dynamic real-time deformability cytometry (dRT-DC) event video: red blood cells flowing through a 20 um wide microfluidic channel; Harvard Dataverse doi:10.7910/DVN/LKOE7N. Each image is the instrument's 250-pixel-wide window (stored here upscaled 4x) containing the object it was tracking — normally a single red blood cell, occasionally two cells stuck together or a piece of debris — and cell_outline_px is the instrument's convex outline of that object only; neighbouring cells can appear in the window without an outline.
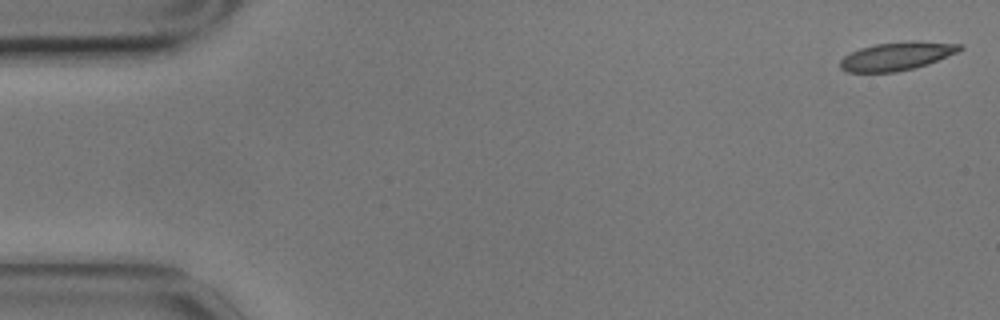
{"species": "common noctule bat (a hibernating species)", "species_latin": "Nyctalus noctula", "temperature_condition": "cold", "stored_images_in_passage": 57, "camera_frame_rate_fps": 3000, "um_per_image_px": 0.085, "animal": {"sex": "male", "body_mass_g": 17.9}, "frame": {"image": 1, "passage_image": 1, "time_ms": 0.0, "image_size_px": [1000, 320], "cell_outline_px": [[964, 48], [956, 52], [928, 64], [896, 72], [848, 72], [840, 68], [840, 60], [844, 56], [860, 48], [876, 44], [920, 40], [964, 44]], "centroid_in_image_um": [76.25, 4.76], "position_along_channel_um": 8.7, "area_um2": 19.65}}
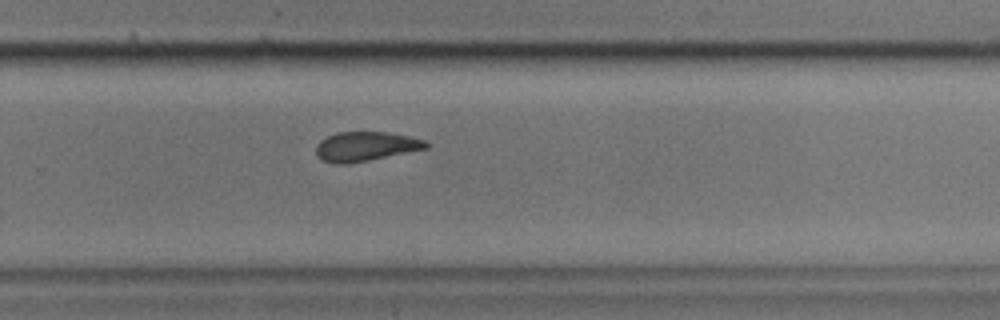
{"frame": {"image": 2, "passage_image": 37, "time_ms": 12.0, "image_size_px": [1000, 320], "cell_outline_px": [[432, 144], [428, 148], [368, 160], [344, 164], [336, 164], [324, 160], [316, 156], [316, 144], [320, 140], [328, 136], [340, 132], [388, 132], [408, 136], [424, 140]], "centroid_in_image_um": [31.08, 12.44], "position_along_channel_um": 298.7, "area_um2": 18.73}}
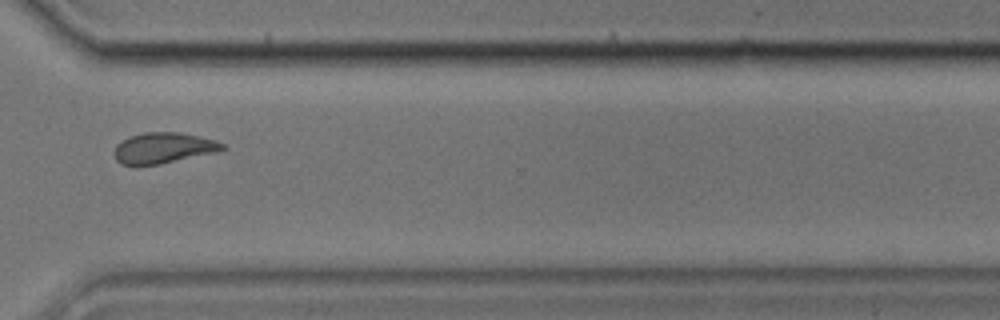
{"frame": {"image": 3, "passage_image": 42, "time_ms": 13.667, "image_size_px": [1000, 320], "cell_outline_px": [[228, 148], [220, 152], [160, 164], [120, 164], [116, 160], [116, 144], [128, 136], [144, 132], [180, 132], [200, 136], [216, 140], [224, 144]], "centroid_in_image_um": [13.97, 12.56], "position_along_channel_um": 356.6, "area_um2": 19.54}, "authors_computed_cell_mechanics": {"area_um2": 20.23, "velocity_mm_per_s": 3.4633, "shape_relaxation_time_tau1_ms": 5.824, "shape_relaxation_time_tau2_ms": 2.4402, "deformation_change_tau1": 0.1346, "deformation_change_tau2": 0.0821}}